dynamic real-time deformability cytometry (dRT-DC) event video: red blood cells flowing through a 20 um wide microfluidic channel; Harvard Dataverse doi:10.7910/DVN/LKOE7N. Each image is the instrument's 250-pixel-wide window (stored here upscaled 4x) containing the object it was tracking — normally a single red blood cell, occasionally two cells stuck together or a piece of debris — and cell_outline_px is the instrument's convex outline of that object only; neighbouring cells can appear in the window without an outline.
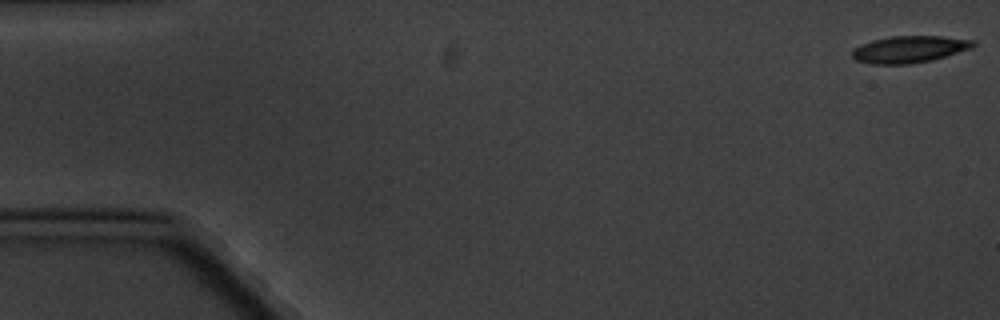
{"species": "common noctule bat (a hibernating species)", "species_latin": "Nyctalus noctula", "temperature_condition": "cold", "stored_images_in_passage": 4, "camera_frame_rate_fps": 3000, "um_per_image_px": 0.085, "animal": {"sex": "male", "body_mass_g": 20.1, "forearm_length_mm": 53.5}, "frame": {"image": 1, "passage_image": 1, "time_ms": 0.0, "image_size_px": [1000, 320], "cell_outline_px": [[976, 44], [972, 48], [932, 60], [908, 64], [872, 64], [856, 60], [852, 56], [852, 48], [860, 44], [872, 40], [892, 36], [940, 36], [976, 40]], "centroid_in_image_um": [77.29, 4.18], "position_along_channel_um": 7.7, "area_um2": 19.02}}